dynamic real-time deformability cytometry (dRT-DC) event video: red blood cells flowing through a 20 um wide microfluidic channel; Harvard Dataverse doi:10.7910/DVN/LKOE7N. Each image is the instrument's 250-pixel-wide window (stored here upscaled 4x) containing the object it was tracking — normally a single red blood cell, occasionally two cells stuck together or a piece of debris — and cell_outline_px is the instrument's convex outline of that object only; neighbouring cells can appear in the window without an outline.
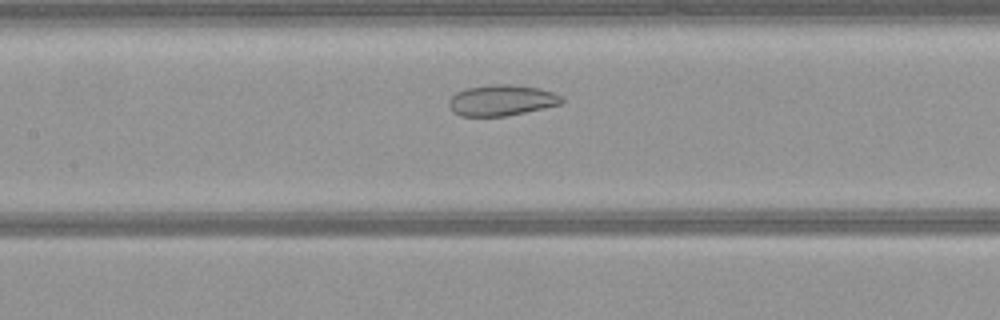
{"species": "common noctule bat (a hibernating species)", "species_latin": "Nyctalus noctula", "temperature_condition": "warm", "stored_images_in_passage": 38, "camera_frame_rate_fps": 3000, "um_per_image_px": 0.085, "animal": {"sex": "female", "body_mass_g": 21.9}, "frame": {"image": 1, "passage_image": 16, "time_ms": 5.0, "image_size_px": [1000, 320], "cell_outline_px": [[564, 100], [560, 104], [544, 108], [504, 116], [460, 116], [452, 112], [448, 104], [448, 100], [456, 92], [468, 88], [492, 84], [512, 84], [540, 88], [564, 96]], "centroid_in_image_um": [42.63, 8.52], "position_along_channel_um": 164.8, "area_um2": 20.4}}
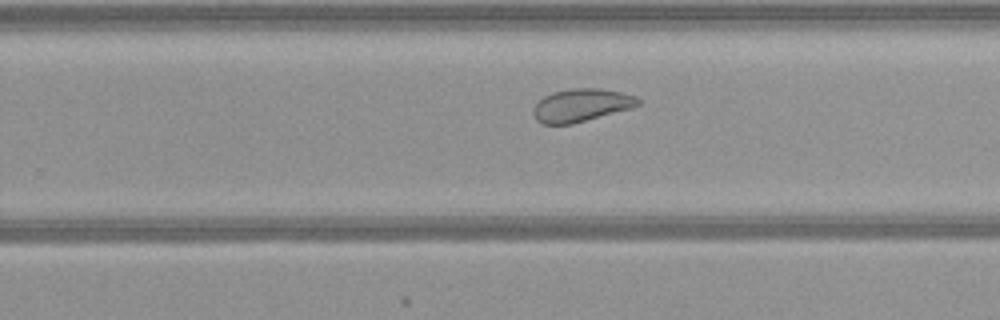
{"frame": {"image": 2, "passage_image": 25, "time_ms": 8.0, "image_size_px": [1000, 320], "cell_outline_px": [[640, 104], [632, 108], [572, 124], [544, 124], [536, 120], [532, 112], [532, 108], [544, 96], [552, 92], [572, 88], [600, 88], [620, 92], [636, 96], [640, 100]], "centroid_in_image_um": [49.4, 8.94], "position_along_channel_um": 280.4, "area_um2": 20.11}}
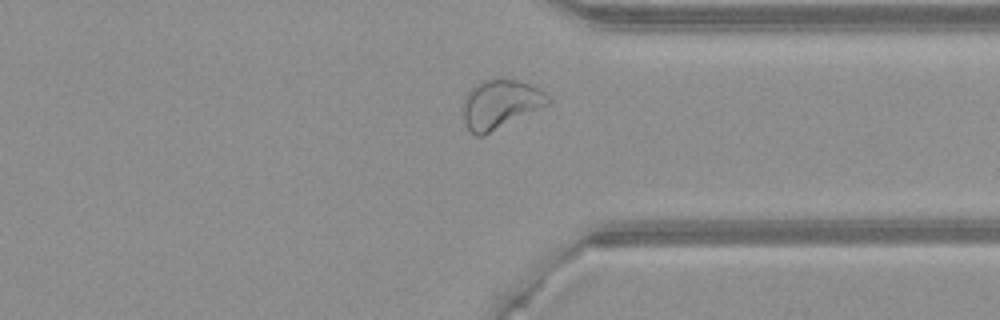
{"frame": {"image": 3, "passage_image": 32, "time_ms": 10.333, "image_size_px": [1000, 320], "cell_outline_px": [[552, 100], [548, 104], [484, 136], [476, 136], [464, 124], [460, 112], [464, 96], [480, 80], [500, 76], [520, 80], [540, 88]], "centroid_in_image_um": [42.47, 8.82], "position_along_channel_um": 368.9, "area_um2": 24.97}}